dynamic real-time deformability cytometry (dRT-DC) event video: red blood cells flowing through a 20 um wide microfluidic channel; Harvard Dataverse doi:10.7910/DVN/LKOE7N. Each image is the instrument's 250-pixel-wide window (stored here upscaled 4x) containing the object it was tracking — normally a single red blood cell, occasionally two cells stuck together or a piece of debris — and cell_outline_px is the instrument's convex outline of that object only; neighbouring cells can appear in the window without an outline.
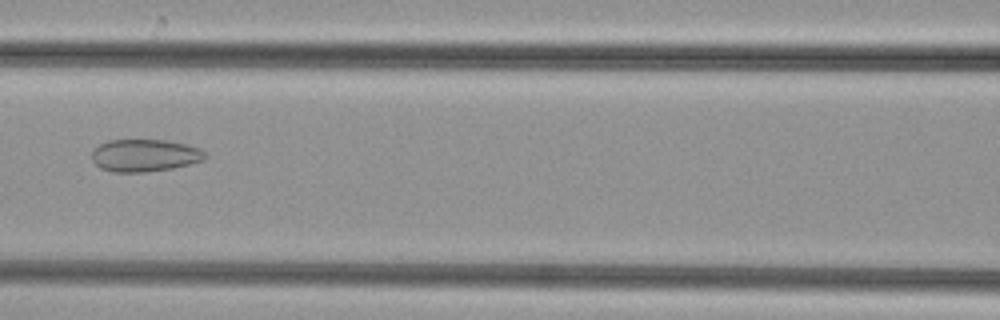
{"species": "common noctule bat (a hibernating species)", "species_latin": "Nyctalus noctula", "temperature_condition": "cold", "stored_images_in_passage": 47, "camera_frame_rate_fps": 3000, "um_per_image_px": 0.085, "animal": {"sex": "female", "body_mass_g": 29.2, "forearm_length_mm": 56.3}, "frame": {"image": 1, "passage_image": 23, "time_ms": 7.333, "image_size_px": [1000, 320], "cell_outline_px": [[208, 156], [204, 160], [172, 168], [144, 172], [112, 172], [100, 168], [92, 160], [92, 152], [100, 144], [108, 140], [168, 140], [188, 144], [200, 148]], "centroid_in_image_um": [12.32, 13.2], "position_along_channel_um": 154.3, "area_um2": 21.44}}
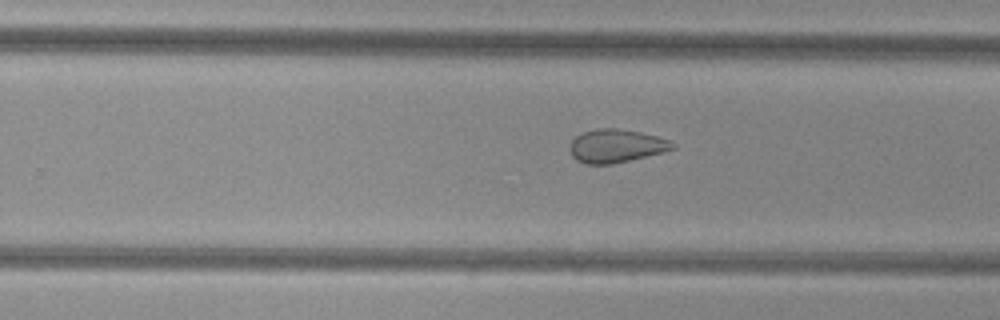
{"frame": {"image": 2, "passage_image": 32, "time_ms": 10.333, "image_size_px": [1000, 320], "cell_outline_px": [[676, 148], [664, 152], [612, 164], [584, 164], [576, 160], [572, 156], [568, 148], [572, 140], [576, 136], [584, 132], [596, 128], [616, 128], [640, 132], [672, 140], [676, 144]], "centroid_in_image_um": [52.38, 12.4], "position_along_channel_um": 277.4, "area_um2": 20.11}}
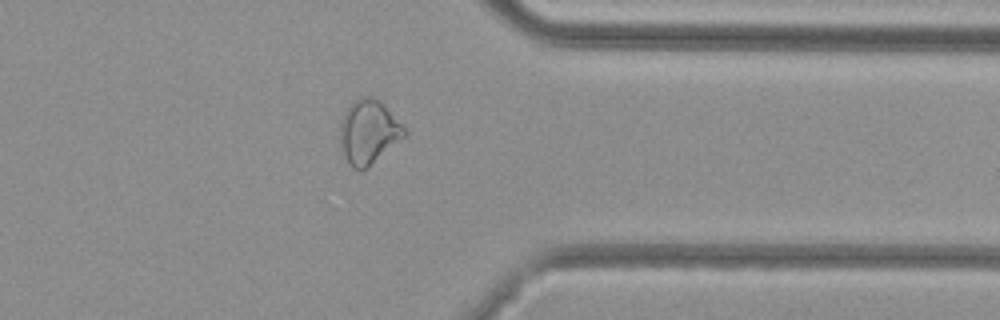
{"frame": {"image": 3, "passage_image": 40, "time_ms": 13.0, "image_size_px": [1000, 320], "cell_outline_px": [[408, 136], [368, 168], [360, 172], [352, 168], [340, 152], [340, 120], [348, 104], [360, 96], [372, 96], [384, 104], [408, 132]], "centroid_in_image_um": [31.32, 11.25], "position_along_channel_um": 380.1, "area_um2": 24.85}}